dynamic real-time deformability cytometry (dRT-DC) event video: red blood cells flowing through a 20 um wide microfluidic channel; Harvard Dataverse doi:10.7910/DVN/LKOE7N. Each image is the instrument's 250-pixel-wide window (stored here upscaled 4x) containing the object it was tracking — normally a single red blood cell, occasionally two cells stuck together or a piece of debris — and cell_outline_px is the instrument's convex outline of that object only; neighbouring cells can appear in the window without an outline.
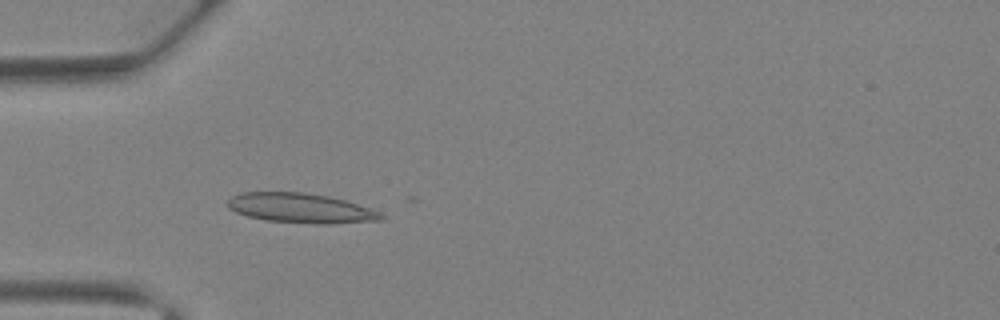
{"species": "Egyptian fruit bat (a non-hibernating species)", "species_latin": "Rousettus aegyptiacus", "temperature_condition": "warm", "stored_images_in_passage": 37, "camera_frame_rate_fps": 3000, "um_per_image_px": 0.085, "animal": {"sex": "female"}, "frame": {"image": 1, "passage_image": 12, "time_ms": 3.667, "image_size_px": [1000, 320], "cell_outline_px": [[384, 216], [380, 220], [328, 224], [320, 224], [268, 220], [248, 216], [236, 212], [228, 208], [228, 200], [232, 196], [240, 192], [304, 192], [328, 196], [344, 200], [380, 212]], "centroid_in_image_um": [25.53, 17.68], "position_along_channel_um": 59.5, "area_um2": 26.24}}
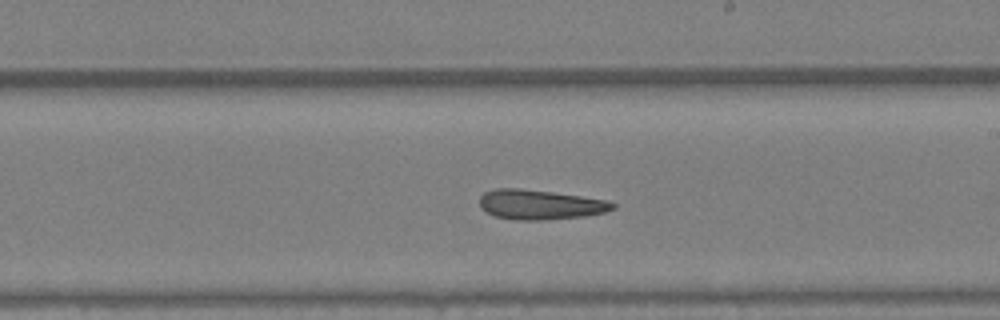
{"frame": {"image": 2, "passage_image": 23, "time_ms": 7.333, "image_size_px": [1000, 320], "cell_outline_px": [[616, 208], [604, 212], [584, 216], [544, 220], [516, 220], [496, 216], [480, 208], [480, 196], [484, 192], [496, 188], [520, 188], [552, 192], [580, 196], [604, 200], [616, 204]], "centroid_in_image_um": [45.88, 17.39], "position_along_channel_um": 243.1, "area_um2": 22.95}}
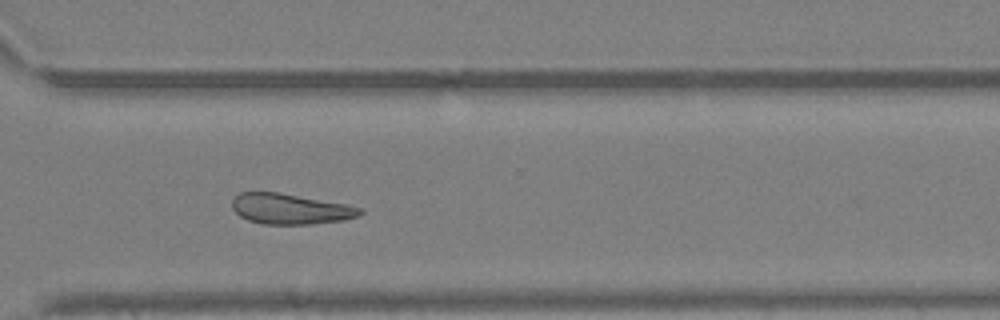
{"frame": {"image": 3, "passage_image": 29, "time_ms": 9.333, "image_size_px": [1000, 320], "cell_outline_px": [[364, 212], [360, 216], [344, 220], [312, 224], [264, 224], [248, 220], [240, 216], [232, 208], [232, 200], [240, 192], [276, 192], [344, 204], [364, 208]], "centroid_in_image_um": [24.7, 17.77], "position_along_channel_um": 345.9, "area_um2": 22.6}}